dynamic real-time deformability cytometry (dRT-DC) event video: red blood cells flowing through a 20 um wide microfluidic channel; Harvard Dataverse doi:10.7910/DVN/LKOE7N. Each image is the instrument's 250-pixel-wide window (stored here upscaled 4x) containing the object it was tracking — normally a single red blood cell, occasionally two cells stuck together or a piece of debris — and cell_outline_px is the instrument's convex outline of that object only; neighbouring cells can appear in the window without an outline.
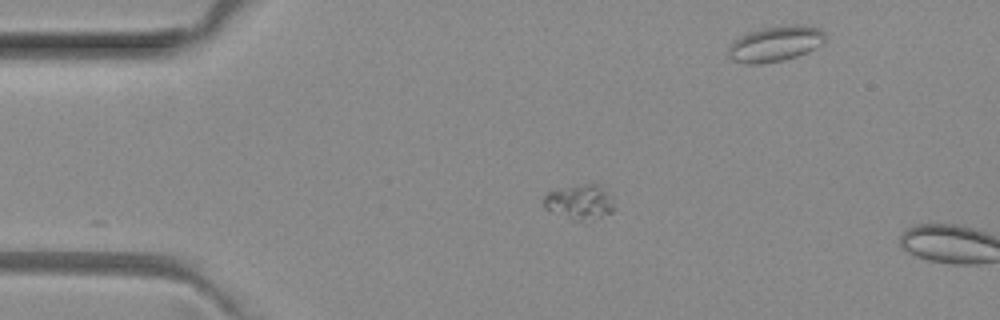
{"species": "common noctule bat (a hibernating species)", "species_latin": "Nyctalus noctula", "temperature_condition": "room temperature", "stored_images_in_passage": 3, "camera_frame_rate_fps": 3000, "um_per_image_px": 0.085, "animal": {"sex": "female", "body_mass_g": 29.2, "forearm_length_mm": 56.3}, "frame": {"image": 1, "passage_image": 1, "time_ms": 0.0, "image_size_px": [1000, 320], "cell_outline_px": [[616, 208], [612, 212], [600, 216], [580, 220], [576, 220], [544, 208], [544, 196], [548, 192], [560, 188], [584, 184], [596, 184], [612, 196]], "centroid_in_image_um": [49.29, 17.14], "position_along_channel_um": 35.7, "area_um2": 13.87}}